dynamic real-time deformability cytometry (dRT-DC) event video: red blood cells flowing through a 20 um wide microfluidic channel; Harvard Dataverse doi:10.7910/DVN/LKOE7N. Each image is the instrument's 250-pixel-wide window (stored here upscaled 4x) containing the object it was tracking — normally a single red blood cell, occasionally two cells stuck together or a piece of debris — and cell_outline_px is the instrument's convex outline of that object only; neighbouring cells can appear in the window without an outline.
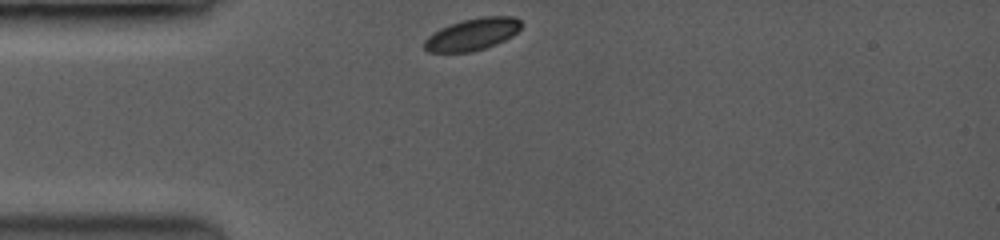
{"species": "common noctule bat (a hibernating species)", "species_latin": "Nyctalus noctula", "temperature_condition": "room temperature", "stored_images_in_passage": 31, "camera_frame_rate_fps": 3500, "um_per_image_px": 0.085, "animal": {"sex": "female", "body_mass_g": 19.0, "forearm_length_mm": 53.3}, "frame": {"image": 1, "passage_image": 1, "time_ms": 0.0, "image_size_px": [1000, 240], "cell_outline_px": [[520, 28], [512, 36], [496, 44], [484, 48], [468, 52], [428, 52], [424, 48], [424, 40], [432, 32], [440, 28], [460, 20], [480, 16], [516, 16], [520, 20]], "centroid_in_image_um": [40.13, 2.9], "position_along_channel_um": 44.9, "area_um2": 18.15}}
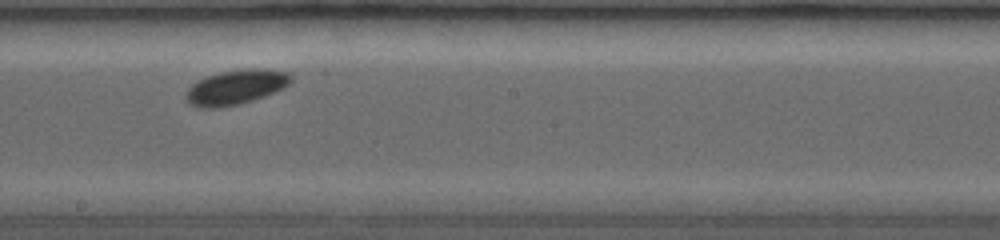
{"frame": {"image": 2, "passage_image": 16, "time_ms": 5.143, "image_size_px": [1000, 240], "cell_outline_px": [[292, 80], [288, 84], [272, 92], [236, 104], [212, 108], [208, 108], [192, 104], [188, 100], [188, 88], [192, 84], [208, 76], [220, 72], [244, 68], [260, 68], [292, 72]], "centroid_in_image_um": [20.1, 7.35], "position_along_channel_um": 228.1, "area_um2": 20.4}}
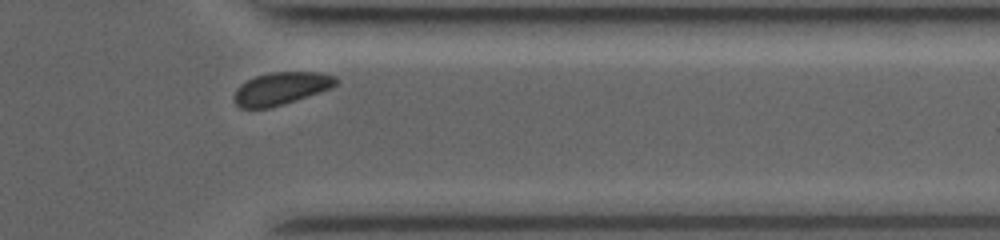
{"frame": {"image": 3, "passage_image": 28, "time_ms": 9.143, "image_size_px": [1000, 240], "cell_outline_px": [[336, 84], [332, 88], [284, 104], [268, 108], [240, 108], [236, 104], [232, 96], [236, 88], [240, 84], [256, 76], [272, 72], [316, 72], [336, 76]], "centroid_in_image_um": [23.86, 7.53], "position_along_channel_um": 387.5, "area_um2": 19.31}, "authors_computed_cell_mechanics": {"area_um2": 19.363, "velocity_mm_per_s": 3.9512, "shape_relaxation_time_tau1_ms": 1.0455, "shape_relaxation_time_tau2_ms": null, "deformation_change_tau1": 0.0595, "deformation_change_tau2": null}}